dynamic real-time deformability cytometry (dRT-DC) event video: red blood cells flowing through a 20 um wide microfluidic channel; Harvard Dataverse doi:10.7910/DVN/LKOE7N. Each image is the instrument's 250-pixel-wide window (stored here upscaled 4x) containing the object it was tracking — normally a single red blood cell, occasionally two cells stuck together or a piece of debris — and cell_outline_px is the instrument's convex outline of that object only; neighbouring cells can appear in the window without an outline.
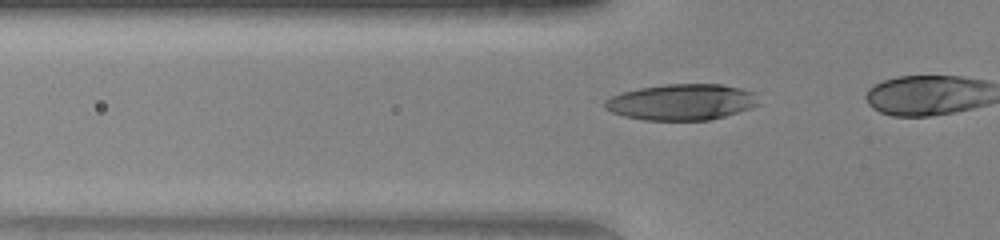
{"species": "human", "species_latin": "Homo sapiens", "temperature_condition": "warm", "stored_images_in_passage": 7, "camera_frame_rate_fps": 3000, "um_per_image_px": 0.085, "donor": {"sex": "female"}, "frame": {"image": 1, "passage_image": 4, "time_ms": 1.0, "image_size_px": [1000, 240], "cell_outline_px": [[760, 104], [752, 108], [724, 116], [708, 120], [644, 120], [624, 116], [612, 112], [604, 108], [604, 100], [612, 96], [624, 92], [640, 88], [664, 84], [720, 84], [740, 88], [756, 92]], "centroid_in_image_um": [57.97, 8.67], "position_along_channel_um": 67.8, "area_um2": 32.43}}